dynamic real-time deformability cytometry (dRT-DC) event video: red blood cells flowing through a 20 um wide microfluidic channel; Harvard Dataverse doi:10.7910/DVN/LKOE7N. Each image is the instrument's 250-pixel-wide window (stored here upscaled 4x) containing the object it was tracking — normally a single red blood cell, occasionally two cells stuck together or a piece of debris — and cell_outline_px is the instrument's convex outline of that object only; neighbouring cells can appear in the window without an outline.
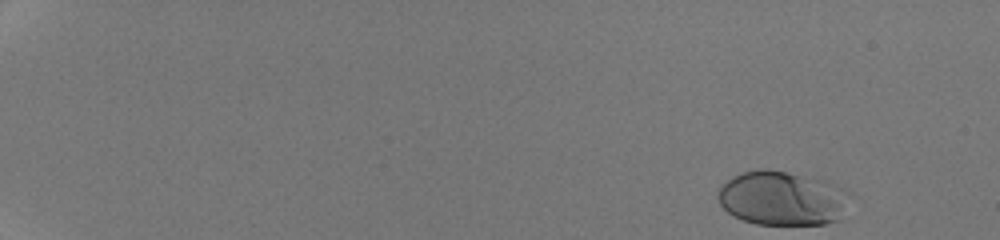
{"species": "human", "species_latin": "Homo sapiens", "temperature_condition": "room temperature", "stored_images_in_passage": 43, "camera_frame_rate_fps": 3000, "um_per_image_px": 0.085, "donor": {"sex": "male"}, "frame": {"image": 1, "passage_image": 1, "time_ms": 0.0, "image_size_px": [1000, 240], "cell_outline_px": [[852, 192], [840, 220], [824, 224], [756, 224], [732, 216], [720, 204], [716, 196], [716, 192], [732, 176], [740, 172], [760, 168], [768, 168], [788, 172], [824, 180]], "centroid_in_image_um": [66.49, 16.84], "position_along_channel_um": 18.5, "area_um2": 42.14}}
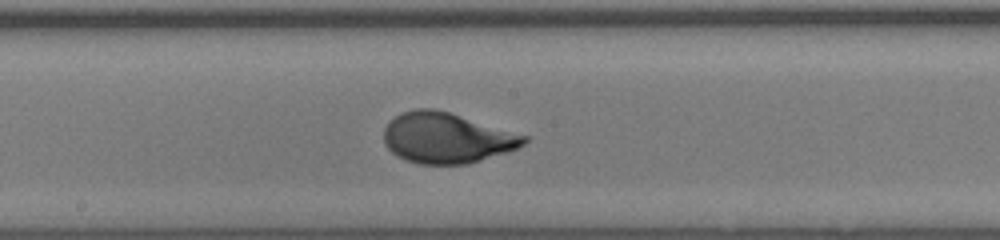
{"frame": {"image": 2, "passage_image": 28, "time_ms": 9.0, "image_size_px": [1000, 240], "cell_outline_px": [[528, 140], [524, 144], [516, 148], [468, 164], [420, 164], [404, 160], [396, 156], [384, 144], [384, 128], [400, 112], [416, 108], [432, 108], [448, 112], [528, 136]], "centroid_in_image_um": [37.92, 11.73], "position_along_channel_um": 210.3, "area_um2": 40.92}}
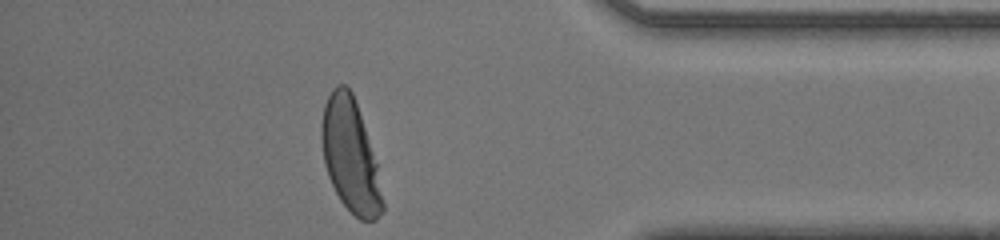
{"frame": {"image": 3, "passage_image": 43, "time_ms": 14.0, "image_size_px": [1000, 240], "cell_outline_px": [[384, 212], [376, 220], [360, 220], [340, 200], [328, 176], [324, 164], [320, 136], [320, 124], [324, 104], [332, 88], [336, 84], [344, 84], [352, 92], [376, 164], [384, 204]], "centroid_in_image_um": [29.74, 13.23], "position_along_channel_um": 405.5, "area_um2": 39.71}, "authors_computed_cell_mechanics": {"area_um2": 40.8068, "velocity_mm_per_s": 4.2625, "shape_relaxation_time_tau1_ms": 2.9904, "shape_relaxation_time_tau2_ms": null, "deformation_change_tau1": 0.1844, "deformation_change_tau2": null}}